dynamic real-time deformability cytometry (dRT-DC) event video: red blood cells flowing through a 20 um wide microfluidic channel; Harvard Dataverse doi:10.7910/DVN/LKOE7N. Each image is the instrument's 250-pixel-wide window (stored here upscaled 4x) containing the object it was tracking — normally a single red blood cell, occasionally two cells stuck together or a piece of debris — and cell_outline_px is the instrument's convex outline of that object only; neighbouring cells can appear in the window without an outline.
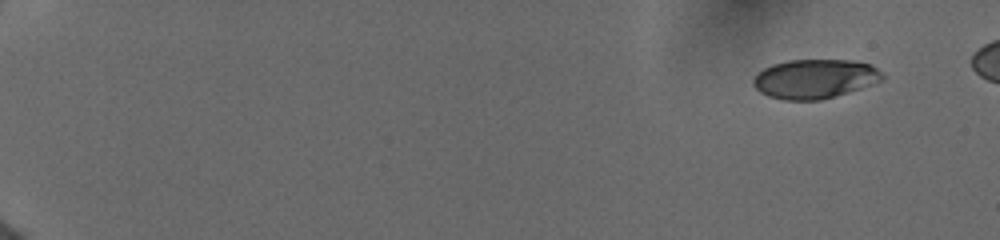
{"species": "human", "species_latin": "Homo sapiens", "temperature_condition": "cold", "stored_images_in_passage": 85, "camera_frame_rate_fps": 3000, "um_per_image_px": 0.085, "donor": {"sex": "female"}, "frame": {"image": 1, "passage_image": 1, "time_ms": 0.0, "image_size_px": [1000, 240], "cell_outline_px": [[884, 76], [880, 80], [872, 84], [848, 92], [820, 100], [784, 100], [768, 96], [760, 92], [752, 84], [752, 80], [764, 68], [772, 64], [788, 60], [852, 60], [872, 64]], "centroid_in_image_um": [69.24, 6.7], "position_along_channel_um": 15.8, "area_um2": 29.36}}
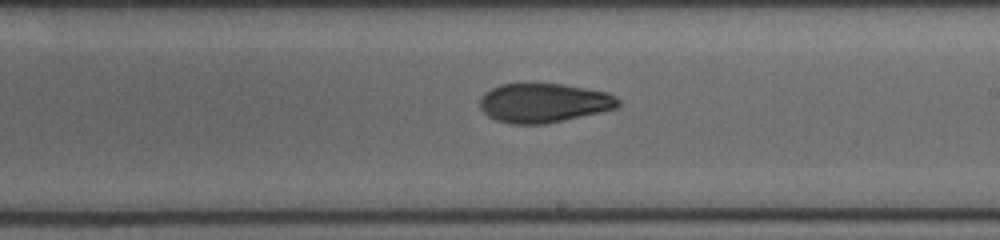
{"frame": {"image": 2, "passage_image": 56, "time_ms": 10.333, "image_size_px": [1000, 240], "cell_outline_px": [[620, 104], [616, 108], [544, 124], [512, 124], [496, 120], [488, 116], [480, 108], [480, 96], [484, 92], [500, 84], [564, 84], [608, 92], [616, 96], [620, 100]], "centroid_in_image_um": [46.2, 8.74], "position_along_channel_um": 242.8, "area_um2": 31.5}}
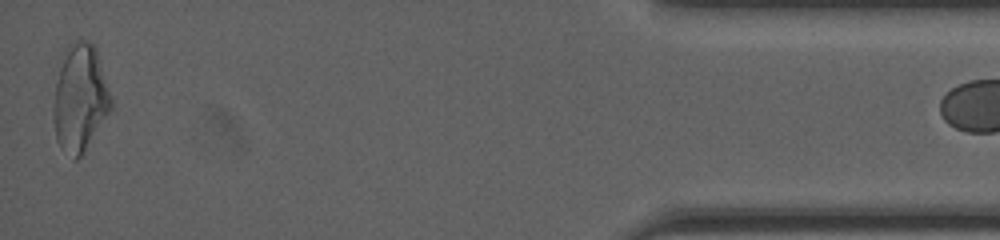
{"frame": {"image": 3, "passage_image": 84, "time_ms": 16.667, "image_size_px": [1000, 240], "cell_outline_px": [[112, 108], [80, 156], [76, 160], [72, 160], [60, 148], [56, 140], [52, 112], [52, 108], [56, 84], [60, 68], [68, 44], [72, 40], [88, 40], [96, 48], [112, 100]], "centroid_in_image_um": [6.78, 8.36], "position_along_channel_um": 428.4, "area_um2": 35.72}}